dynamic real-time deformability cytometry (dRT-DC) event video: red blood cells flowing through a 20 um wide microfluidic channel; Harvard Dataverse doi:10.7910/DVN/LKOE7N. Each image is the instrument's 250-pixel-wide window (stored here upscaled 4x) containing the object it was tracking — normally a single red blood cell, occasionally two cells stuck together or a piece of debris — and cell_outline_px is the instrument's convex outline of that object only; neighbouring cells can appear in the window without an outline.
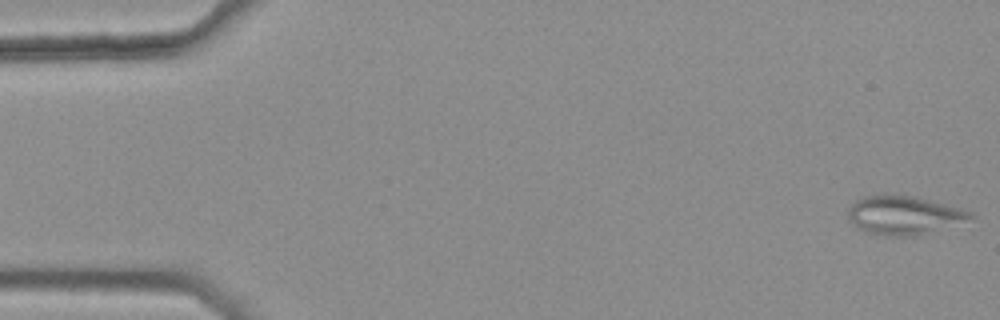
{"species": "common noctule bat (a hibernating species)", "species_latin": "Nyctalus noctula", "temperature_condition": "warm", "stored_images_in_passage": 45, "camera_frame_rate_fps": 3000, "um_per_image_px": 0.085, "animal": {"sex": "female", "body_mass_g": 25.1}, "frame": {"image": 1, "passage_image": 1, "time_ms": 0.0, "image_size_px": [1000, 320], "cell_outline_px": [[976, 216], [920, 236], [888, 236], [868, 232], [856, 228], [848, 220], [848, 208], [856, 200], [864, 196], [884, 192], [916, 196], [960, 208], [972, 212]], "centroid_in_image_um": [76.76, 18.26], "position_along_channel_um": 8.2, "area_um2": 27.98}}
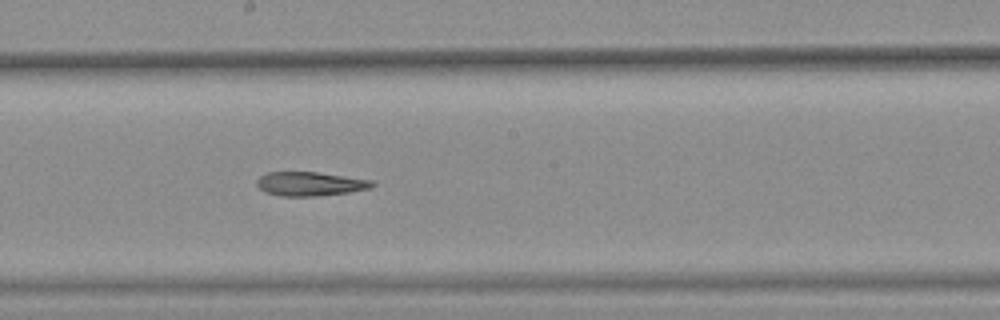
{"frame": {"image": 2, "passage_image": 29, "time_ms": 9.333, "image_size_px": [1000, 320], "cell_outline_px": [[376, 184], [368, 188], [348, 192], [316, 196], [280, 196], [264, 192], [256, 184], [256, 180], [260, 176], [268, 172], [316, 172], [372, 180]], "centroid_in_image_um": [26.31, 15.63], "position_along_channel_um": 221.9, "area_um2": 16.01}}
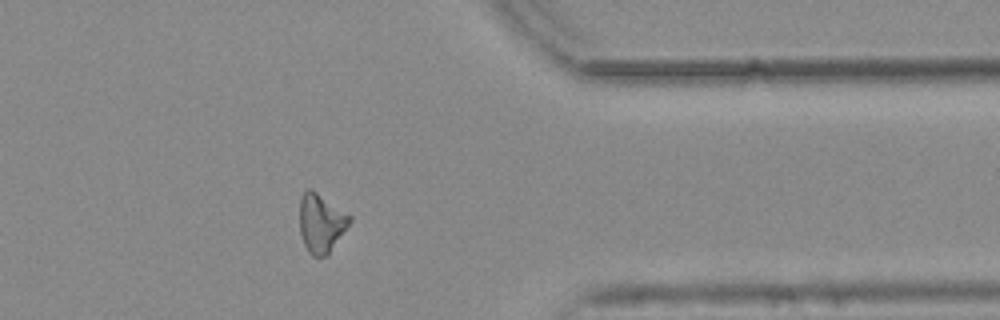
{"frame": {"image": 3, "passage_image": 43, "time_ms": 14.0, "image_size_px": [1000, 320], "cell_outline_px": [[352, 220], [328, 256], [312, 256], [308, 252], [304, 244], [300, 232], [300, 196], [308, 188], [312, 188], [352, 216]], "centroid_in_image_um": [27.3, 18.95], "position_along_channel_um": 384.1, "area_um2": 17.34}, "authors_computed_cell_mechanics": {"area_um2": 17.34, "velocity_mm_per_s": 3.777, "shape_relaxation_time_tau1_ms": null, "shape_relaxation_time_tau2_ms": 8.582, "deformation_change_tau1": null, "deformation_change_tau2": 0.2015}}